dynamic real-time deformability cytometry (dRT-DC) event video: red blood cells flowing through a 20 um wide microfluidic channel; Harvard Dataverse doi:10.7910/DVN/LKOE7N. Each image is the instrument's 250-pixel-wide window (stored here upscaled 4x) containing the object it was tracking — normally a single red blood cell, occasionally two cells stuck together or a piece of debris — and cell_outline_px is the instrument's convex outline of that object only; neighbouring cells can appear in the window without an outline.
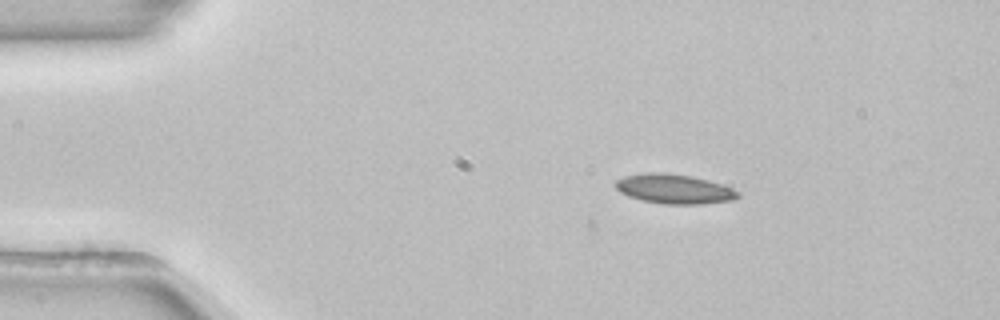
{"species": "common noctule bat (a hibernating species)", "species_latin": "Nyctalus noctula", "temperature_condition": "room temperature", "stored_images_in_passage": 5, "camera_frame_rate_fps": 3000, "um_per_image_px": 0.085, "animal": {"sex": "female", "body_mass_g": 22.7, "forearm_length_mm": 54.2}, "frame": {"image": 1, "passage_image": 1, "time_ms": 0.0, "image_size_px": [1000, 320], "cell_outline_px": [[740, 196], [732, 200], [700, 204], [664, 204], [644, 200], [628, 196], [620, 192], [612, 184], [616, 180], [624, 176], [644, 172], [664, 172], [692, 176], [708, 180], [720, 184], [740, 192]], "centroid_in_image_um": [57.26, 16.05], "position_along_channel_um": 27.7, "area_um2": 21.1}}